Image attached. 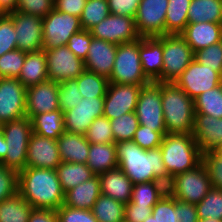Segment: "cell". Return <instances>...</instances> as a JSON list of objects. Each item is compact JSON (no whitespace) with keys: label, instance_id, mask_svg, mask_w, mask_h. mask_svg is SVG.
<instances>
[{"label":"cell","instance_id":"cell-15","mask_svg":"<svg viewBox=\"0 0 222 222\" xmlns=\"http://www.w3.org/2000/svg\"><path fill=\"white\" fill-rule=\"evenodd\" d=\"M26 116V88L17 78H0V121Z\"/></svg>","mask_w":222,"mask_h":222},{"label":"cell","instance_id":"cell-20","mask_svg":"<svg viewBox=\"0 0 222 222\" xmlns=\"http://www.w3.org/2000/svg\"><path fill=\"white\" fill-rule=\"evenodd\" d=\"M60 163L57 141L32 133L27 149L26 167L56 170Z\"/></svg>","mask_w":222,"mask_h":222},{"label":"cell","instance_id":"cell-8","mask_svg":"<svg viewBox=\"0 0 222 222\" xmlns=\"http://www.w3.org/2000/svg\"><path fill=\"white\" fill-rule=\"evenodd\" d=\"M194 60V52L180 34L163 35L162 82H175Z\"/></svg>","mask_w":222,"mask_h":222},{"label":"cell","instance_id":"cell-27","mask_svg":"<svg viewBox=\"0 0 222 222\" xmlns=\"http://www.w3.org/2000/svg\"><path fill=\"white\" fill-rule=\"evenodd\" d=\"M100 195V178L98 175H94L87 181L66 191L64 205L77 209L91 210Z\"/></svg>","mask_w":222,"mask_h":222},{"label":"cell","instance_id":"cell-22","mask_svg":"<svg viewBox=\"0 0 222 222\" xmlns=\"http://www.w3.org/2000/svg\"><path fill=\"white\" fill-rule=\"evenodd\" d=\"M117 45L92 38L87 58L84 61L85 70L110 78L115 62Z\"/></svg>","mask_w":222,"mask_h":222},{"label":"cell","instance_id":"cell-35","mask_svg":"<svg viewBox=\"0 0 222 222\" xmlns=\"http://www.w3.org/2000/svg\"><path fill=\"white\" fill-rule=\"evenodd\" d=\"M167 193V185L161 181H151L133 185L130 202L142 206H155Z\"/></svg>","mask_w":222,"mask_h":222},{"label":"cell","instance_id":"cell-13","mask_svg":"<svg viewBox=\"0 0 222 222\" xmlns=\"http://www.w3.org/2000/svg\"><path fill=\"white\" fill-rule=\"evenodd\" d=\"M175 83L194 100L201 93L221 85L222 76L194 59Z\"/></svg>","mask_w":222,"mask_h":222},{"label":"cell","instance_id":"cell-48","mask_svg":"<svg viewBox=\"0 0 222 222\" xmlns=\"http://www.w3.org/2000/svg\"><path fill=\"white\" fill-rule=\"evenodd\" d=\"M16 33L12 18L6 14L0 20V57L6 52L17 49Z\"/></svg>","mask_w":222,"mask_h":222},{"label":"cell","instance_id":"cell-47","mask_svg":"<svg viewBox=\"0 0 222 222\" xmlns=\"http://www.w3.org/2000/svg\"><path fill=\"white\" fill-rule=\"evenodd\" d=\"M202 163L204 164L211 182V187L222 189V156L214 150L202 153Z\"/></svg>","mask_w":222,"mask_h":222},{"label":"cell","instance_id":"cell-4","mask_svg":"<svg viewBox=\"0 0 222 222\" xmlns=\"http://www.w3.org/2000/svg\"><path fill=\"white\" fill-rule=\"evenodd\" d=\"M160 149L170 178L191 170L202 162V152L192 134L167 133Z\"/></svg>","mask_w":222,"mask_h":222},{"label":"cell","instance_id":"cell-30","mask_svg":"<svg viewBox=\"0 0 222 222\" xmlns=\"http://www.w3.org/2000/svg\"><path fill=\"white\" fill-rule=\"evenodd\" d=\"M31 120L33 133L39 136L57 140L65 132L61 110L34 115Z\"/></svg>","mask_w":222,"mask_h":222},{"label":"cell","instance_id":"cell-32","mask_svg":"<svg viewBox=\"0 0 222 222\" xmlns=\"http://www.w3.org/2000/svg\"><path fill=\"white\" fill-rule=\"evenodd\" d=\"M58 179L64 192L87 181L95 174L87 164L61 162L56 168Z\"/></svg>","mask_w":222,"mask_h":222},{"label":"cell","instance_id":"cell-18","mask_svg":"<svg viewBox=\"0 0 222 222\" xmlns=\"http://www.w3.org/2000/svg\"><path fill=\"white\" fill-rule=\"evenodd\" d=\"M104 97L83 98L74 108L63 113L64 129L85 135L94 119L103 116Z\"/></svg>","mask_w":222,"mask_h":222},{"label":"cell","instance_id":"cell-12","mask_svg":"<svg viewBox=\"0 0 222 222\" xmlns=\"http://www.w3.org/2000/svg\"><path fill=\"white\" fill-rule=\"evenodd\" d=\"M44 50L49 80L60 83L76 79L85 71L84 61L71 52L66 45Z\"/></svg>","mask_w":222,"mask_h":222},{"label":"cell","instance_id":"cell-16","mask_svg":"<svg viewBox=\"0 0 222 222\" xmlns=\"http://www.w3.org/2000/svg\"><path fill=\"white\" fill-rule=\"evenodd\" d=\"M13 22L16 33L17 49L28 52L43 49V18L20 11L8 14Z\"/></svg>","mask_w":222,"mask_h":222},{"label":"cell","instance_id":"cell-23","mask_svg":"<svg viewBox=\"0 0 222 222\" xmlns=\"http://www.w3.org/2000/svg\"><path fill=\"white\" fill-rule=\"evenodd\" d=\"M192 135L202 153L215 150L222 143V118L195 114Z\"/></svg>","mask_w":222,"mask_h":222},{"label":"cell","instance_id":"cell-61","mask_svg":"<svg viewBox=\"0 0 222 222\" xmlns=\"http://www.w3.org/2000/svg\"><path fill=\"white\" fill-rule=\"evenodd\" d=\"M198 222H222V221L218 219L205 218V219H199Z\"/></svg>","mask_w":222,"mask_h":222},{"label":"cell","instance_id":"cell-10","mask_svg":"<svg viewBox=\"0 0 222 222\" xmlns=\"http://www.w3.org/2000/svg\"><path fill=\"white\" fill-rule=\"evenodd\" d=\"M42 25L43 49L65 46L74 33L83 30L79 17L55 8L43 18Z\"/></svg>","mask_w":222,"mask_h":222},{"label":"cell","instance_id":"cell-34","mask_svg":"<svg viewBox=\"0 0 222 222\" xmlns=\"http://www.w3.org/2000/svg\"><path fill=\"white\" fill-rule=\"evenodd\" d=\"M191 0H169L165 19V35L181 34L188 24Z\"/></svg>","mask_w":222,"mask_h":222},{"label":"cell","instance_id":"cell-49","mask_svg":"<svg viewBox=\"0 0 222 222\" xmlns=\"http://www.w3.org/2000/svg\"><path fill=\"white\" fill-rule=\"evenodd\" d=\"M163 137L161 132L139 124L132 140L142 149L150 150L159 148Z\"/></svg>","mask_w":222,"mask_h":222},{"label":"cell","instance_id":"cell-44","mask_svg":"<svg viewBox=\"0 0 222 222\" xmlns=\"http://www.w3.org/2000/svg\"><path fill=\"white\" fill-rule=\"evenodd\" d=\"M59 87V108L64 113L67 110L74 108L79 104V100H82L78 90V83L76 79H70L64 82L58 83Z\"/></svg>","mask_w":222,"mask_h":222},{"label":"cell","instance_id":"cell-41","mask_svg":"<svg viewBox=\"0 0 222 222\" xmlns=\"http://www.w3.org/2000/svg\"><path fill=\"white\" fill-rule=\"evenodd\" d=\"M198 219L222 221V189L211 188L201 202L196 204Z\"/></svg>","mask_w":222,"mask_h":222},{"label":"cell","instance_id":"cell-39","mask_svg":"<svg viewBox=\"0 0 222 222\" xmlns=\"http://www.w3.org/2000/svg\"><path fill=\"white\" fill-rule=\"evenodd\" d=\"M110 14L107 0H87L80 21L83 30H91Z\"/></svg>","mask_w":222,"mask_h":222},{"label":"cell","instance_id":"cell-55","mask_svg":"<svg viewBox=\"0 0 222 222\" xmlns=\"http://www.w3.org/2000/svg\"><path fill=\"white\" fill-rule=\"evenodd\" d=\"M154 206L125 204L124 222H144L151 214Z\"/></svg>","mask_w":222,"mask_h":222},{"label":"cell","instance_id":"cell-42","mask_svg":"<svg viewBox=\"0 0 222 222\" xmlns=\"http://www.w3.org/2000/svg\"><path fill=\"white\" fill-rule=\"evenodd\" d=\"M26 52L15 49L0 57V78H18L25 62Z\"/></svg>","mask_w":222,"mask_h":222},{"label":"cell","instance_id":"cell-17","mask_svg":"<svg viewBox=\"0 0 222 222\" xmlns=\"http://www.w3.org/2000/svg\"><path fill=\"white\" fill-rule=\"evenodd\" d=\"M142 85L109 83L104 97L103 116L109 120L135 112Z\"/></svg>","mask_w":222,"mask_h":222},{"label":"cell","instance_id":"cell-37","mask_svg":"<svg viewBox=\"0 0 222 222\" xmlns=\"http://www.w3.org/2000/svg\"><path fill=\"white\" fill-rule=\"evenodd\" d=\"M195 114L222 118V84L201 93L194 99Z\"/></svg>","mask_w":222,"mask_h":222},{"label":"cell","instance_id":"cell-63","mask_svg":"<svg viewBox=\"0 0 222 222\" xmlns=\"http://www.w3.org/2000/svg\"><path fill=\"white\" fill-rule=\"evenodd\" d=\"M6 14L4 11L0 8V20L5 16Z\"/></svg>","mask_w":222,"mask_h":222},{"label":"cell","instance_id":"cell-59","mask_svg":"<svg viewBox=\"0 0 222 222\" xmlns=\"http://www.w3.org/2000/svg\"><path fill=\"white\" fill-rule=\"evenodd\" d=\"M0 8L5 14L15 12L17 9V0H0Z\"/></svg>","mask_w":222,"mask_h":222},{"label":"cell","instance_id":"cell-1","mask_svg":"<svg viewBox=\"0 0 222 222\" xmlns=\"http://www.w3.org/2000/svg\"><path fill=\"white\" fill-rule=\"evenodd\" d=\"M118 167L133 184L161 181L168 185L171 178L162 160L161 149L145 150L133 140L115 143Z\"/></svg>","mask_w":222,"mask_h":222},{"label":"cell","instance_id":"cell-51","mask_svg":"<svg viewBox=\"0 0 222 222\" xmlns=\"http://www.w3.org/2000/svg\"><path fill=\"white\" fill-rule=\"evenodd\" d=\"M55 0H17V11L44 18L54 9Z\"/></svg>","mask_w":222,"mask_h":222},{"label":"cell","instance_id":"cell-6","mask_svg":"<svg viewBox=\"0 0 222 222\" xmlns=\"http://www.w3.org/2000/svg\"><path fill=\"white\" fill-rule=\"evenodd\" d=\"M211 188L208 172L201 162L191 170L174 175L167 185V192L176 200L196 205Z\"/></svg>","mask_w":222,"mask_h":222},{"label":"cell","instance_id":"cell-57","mask_svg":"<svg viewBox=\"0 0 222 222\" xmlns=\"http://www.w3.org/2000/svg\"><path fill=\"white\" fill-rule=\"evenodd\" d=\"M86 1L87 0H55L54 8L80 18Z\"/></svg>","mask_w":222,"mask_h":222},{"label":"cell","instance_id":"cell-54","mask_svg":"<svg viewBox=\"0 0 222 222\" xmlns=\"http://www.w3.org/2000/svg\"><path fill=\"white\" fill-rule=\"evenodd\" d=\"M110 14L135 18L140 0H107Z\"/></svg>","mask_w":222,"mask_h":222},{"label":"cell","instance_id":"cell-11","mask_svg":"<svg viewBox=\"0 0 222 222\" xmlns=\"http://www.w3.org/2000/svg\"><path fill=\"white\" fill-rule=\"evenodd\" d=\"M169 0H140L135 27L140 37L165 35V19Z\"/></svg>","mask_w":222,"mask_h":222},{"label":"cell","instance_id":"cell-31","mask_svg":"<svg viewBox=\"0 0 222 222\" xmlns=\"http://www.w3.org/2000/svg\"><path fill=\"white\" fill-rule=\"evenodd\" d=\"M222 23V0H191L188 23Z\"/></svg>","mask_w":222,"mask_h":222},{"label":"cell","instance_id":"cell-21","mask_svg":"<svg viewBox=\"0 0 222 222\" xmlns=\"http://www.w3.org/2000/svg\"><path fill=\"white\" fill-rule=\"evenodd\" d=\"M139 55L146 77L150 81L162 82L163 36L140 37Z\"/></svg>","mask_w":222,"mask_h":222},{"label":"cell","instance_id":"cell-3","mask_svg":"<svg viewBox=\"0 0 222 222\" xmlns=\"http://www.w3.org/2000/svg\"><path fill=\"white\" fill-rule=\"evenodd\" d=\"M161 101L167 133L192 134L194 100L175 82H161Z\"/></svg>","mask_w":222,"mask_h":222},{"label":"cell","instance_id":"cell-50","mask_svg":"<svg viewBox=\"0 0 222 222\" xmlns=\"http://www.w3.org/2000/svg\"><path fill=\"white\" fill-rule=\"evenodd\" d=\"M18 192V172L0 165V202Z\"/></svg>","mask_w":222,"mask_h":222},{"label":"cell","instance_id":"cell-53","mask_svg":"<svg viewBox=\"0 0 222 222\" xmlns=\"http://www.w3.org/2000/svg\"><path fill=\"white\" fill-rule=\"evenodd\" d=\"M59 222H98L91 210L61 205L57 209Z\"/></svg>","mask_w":222,"mask_h":222},{"label":"cell","instance_id":"cell-45","mask_svg":"<svg viewBox=\"0 0 222 222\" xmlns=\"http://www.w3.org/2000/svg\"><path fill=\"white\" fill-rule=\"evenodd\" d=\"M144 222H176L175 198L168 192L152 208V214Z\"/></svg>","mask_w":222,"mask_h":222},{"label":"cell","instance_id":"cell-25","mask_svg":"<svg viewBox=\"0 0 222 222\" xmlns=\"http://www.w3.org/2000/svg\"><path fill=\"white\" fill-rule=\"evenodd\" d=\"M98 176L102 195L109 196L124 204L130 202L134 184L119 167Z\"/></svg>","mask_w":222,"mask_h":222},{"label":"cell","instance_id":"cell-7","mask_svg":"<svg viewBox=\"0 0 222 222\" xmlns=\"http://www.w3.org/2000/svg\"><path fill=\"white\" fill-rule=\"evenodd\" d=\"M149 82L141 67L139 39L117 45L109 83L145 85Z\"/></svg>","mask_w":222,"mask_h":222},{"label":"cell","instance_id":"cell-26","mask_svg":"<svg viewBox=\"0 0 222 222\" xmlns=\"http://www.w3.org/2000/svg\"><path fill=\"white\" fill-rule=\"evenodd\" d=\"M56 141L61 162L86 164L90 143L85 135L65 131Z\"/></svg>","mask_w":222,"mask_h":222},{"label":"cell","instance_id":"cell-33","mask_svg":"<svg viewBox=\"0 0 222 222\" xmlns=\"http://www.w3.org/2000/svg\"><path fill=\"white\" fill-rule=\"evenodd\" d=\"M33 207L18 192L0 202V222H28Z\"/></svg>","mask_w":222,"mask_h":222},{"label":"cell","instance_id":"cell-36","mask_svg":"<svg viewBox=\"0 0 222 222\" xmlns=\"http://www.w3.org/2000/svg\"><path fill=\"white\" fill-rule=\"evenodd\" d=\"M98 222H124L125 204L100 195L91 209Z\"/></svg>","mask_w":222,"mask_h":222},{"label":"cell","instance_id":"cell-14","mask_svg":"<svg viewBox=\"0 0 222 222\" xmlns=\"http://www.w3.org/2000/svg\"><path fill=\"white\" fill-rule=\"evenodd\" d=\"M92 37L116 45L128 43L140 38L132 17L109 14L90 30Z\"/></svg>","mask_w":222,"mask_h":222},{"label":"cell","instance_id":"cell-2","mask_svg":"<svg viewBox=\"0 0 222 222\" xmlns=\"http://www.w3.org/2000/svg\"><path fill=\"white\" fill-rule=\"evenodd\" d=\"M18 193L33 208L57 210L64 204L65 192L53 169L26 167L19 171Z\"/></svg>","mask_w":222,"mask_h":222},{"label":"cell","instance_id":"cell-64","mask_svg":"<svg viewBox=\"0 0 222 222\" xmlns=\"http://www.w3.org/2000/svg\"><path fill=\"white\" fill-rule=\"evenodd\" d=\"M2 125L3 123L0 121V131H2Z\"/></svg>","mask_w":222,"mask_h":222},{"label":"cell","instance_id":"cell-60","mask_svg":"<svg viewBox=\"0 0 222 222\" xmlns=\"http://www.w3.org/2000/svg\"><path fill=\"white\" fill-rule=\"evenodd\" d=\"M7 142L4 138L3 132L0 131V163L5 159L7 153Z\"/></svg>","mask_w":222,"mask_h":222},{"label":"cell","instance_id":"cell-62","mask_svg":"<svg viewBox=\"0 0 222 222\" xmlns=\"http://www.w3.org/2000/svg\"><path fill=\"white\" fill-rule=\"evenodd\" d=\"M214 151L222 156V143L217 146Z\"/></svg>","mask_w":222,"mask_h":222},{"label":"cell","instance_id":"cell-40","mask_svg":"<svg viewBox=\"0 0 222 222\" xmlns=\"http://www.w3.org/2000/svg\"><path fill=\"white\" fill-rule=\"evenodd\" d=\"M115 143L132 140L139 126L135 112L125 113L120 117L110 120Z\"/></svg>","mask_w":222,"mask_h":222},{"label":"cell","instance_id":"cell-29","mask_svg":"<svg viewBox=\"0 0 222 222\" xmlns=\"http://www.w3.org/2000/svg\"><path fill=\"white\" fill-rule=\"evenodd\" d=\"M86 164L95 175L117 168L118 159L115 143H90Z\"/></svg>","mask_w":222,"mask_h":222},{"label":"cell","instance_id":"cell-24","mask_svg":"<svg viewBox=\"0 0 222 222\" xmlns=\"http://www.w3.org/2000/svg\"><path fill=\"white\" fill-rule=\"evenodd\" d=\"M180 35L196 52L222 41V23H188Z\"/></svg>","mask_w":222,"mask_h":222},{"label":"cell","instance_id":"cell-28","mask_svg":"<svg viewBox=\"0 0 222 222\" xmlns=\"http://www.w3.org/2000/svg\"><path fill=\"white\" fill-rule=\"evenodd\" d=\"M25 88L48 81V70L45 50L28 52L17 78Z\"/></svg>","mask_w":222,"mask_h":222},{"label":"cell","instance_id":"cell-56","mask_svg":"<svg viewBox=\"0 0 222 222\" xmlns=\"http://www.w3.org/2000/svg\"><path fill=\"white\" fill-rule=\"evenodd\" d=\"M176 222H198V213L195 204L175 199Z\"/></svg>","mask_w":222,"mask_h":222},{"label":"cell","instance_id":"cell-19","mask_svg":"<svg viewBox=\"0 0 222 222\" xmlns=\"http://www.w3.org/2000/svg\"><path fill=\"white\" fill-rule=\"evenodd\" d=\"M58 97V83L51 80L26 88V116L31 119L34 115L60 110Z\"/></svg>","mask_w":222,"mask_h":222},{"label":"cell","instance_id":"cell-46","mask_svg":"<svg viewBox=\"0 0 222 222\" xmlns=\"http://www.w3.org/2000/svg\"><path fill=\"white\" fill-rule=\"evenodd\" d=\"M194 59L222 76V41L194 52Z\"/></svg>","mask_w":222,"mask_h":222},{"label":"cell","instance_id":"cell-9","mask_svg":"<svg viewBox=\"0 0 222 222\" xmlns=\"http://www.w3.org/2000/svg\"><path fill=\"white\" fill-rule=\"evenodd\" d=\"M135 114L139 124L163 135L167 134L161 101V82L150 81L142 85Z\"/></svg>","mask_w":222,"mask_h":222},{"label":"cell","instance_id":"cell-43","mask_svg":"<svg viewBox=\"0 0 222 222\" xmlns=\"http://www.w3.org/2000/svg\"><path fill=\"white\" fill-rule=\"evenodd\" d=\"M91 144L115 143L110 120L104 116L94 119L85 134Z\"/></svg>","mask_w":222,"mask_h":222},{"label":"cell","instance_id":"cell-52","mask_svg":"<svg viewBox=\"0 0 222 222\" xmlns=\"http://www.w3.org/2000/svg\"><path fill=\"white\" fill-rule=\"evenodd\" d=\"M92 38V34L89 30H81L70 37L66 46L79 59L85 61Z\"/></svg>","mask_w":222,"mask_h":222},{"label":"cell","instance_id":"cell-38","mask_svg":"<svg viewBox=\"0 0 222 222\" xmlns=\"http://www.w3.org/2000/svg\"><path fill=\"white\" fill-rule=\"evenodd\" d=\"M76 80L83 98L105 97L109 85L106 77L85 70Z\"/></svg>","mask_w":222,"mask_h":222},{"label":"cell","instance_id":"cell-58","mask_svg":"<svg viewBox=\"0 0 222 222\" xmlns=\"http://www.w3.org/2000/svg\"><path fill=\"white\" fill-rule=\"evenodd\" d=\"M28 222H59L57 210L33 208Z\"/></svg>","mask_w":222,"mask_h":222},{"label":"cell","instance_id":"cell-5","mask_svg":"<svg viewBox=\"0 0 222 222\" xmlns=\"http://www.w3.org/2000/svg\"><path fill=\"white\" fill-rule=\"evenodd\" d=\"M2 132L8 147L0 165L17 172L25 169L29 139L33 133L32 120L25 116L3 123Z\"/></svg>","mask_w":222,"mask_h":222}]
</instances>
